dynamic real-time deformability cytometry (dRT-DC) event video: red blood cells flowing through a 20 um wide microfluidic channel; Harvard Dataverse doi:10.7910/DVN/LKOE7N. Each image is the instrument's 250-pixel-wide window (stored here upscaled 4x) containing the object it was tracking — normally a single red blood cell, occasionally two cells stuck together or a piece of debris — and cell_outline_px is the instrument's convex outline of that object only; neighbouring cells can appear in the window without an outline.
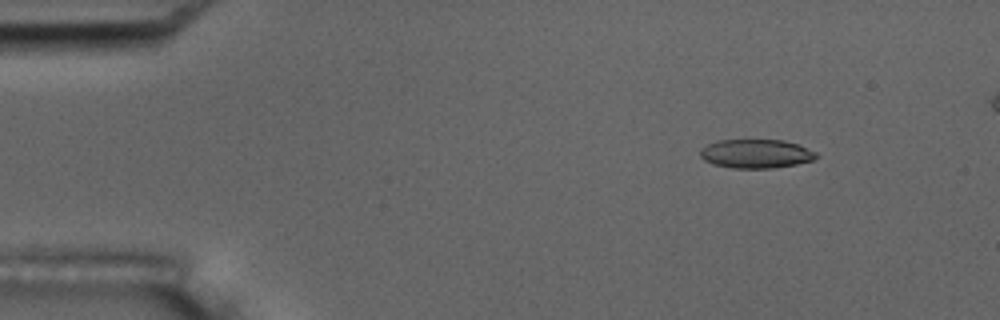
{"species": "common noctule bat (a hibernating species)", "species_latin": "Nyctalus noctula", "temperature_condition": "room temperature", "stored_images_in_passage": 5, "camera_frame_rate_fps": 3000, "um_per_image_px": 0.085, "animal": {"sex": "male", "body_mass_g": 17.5, "forearm_length_mm": 52.3}, "frame": {"image": 1, "passage_image": 2, "time_ms": 0.333, "image_size_px": [1000, 320], "cell_outline_px": [[820, 156], [816, 160], [796, 164], [772, 168], [732, 168], [712, 164], [704, 160], [700, 156], [700, 148], [716, 140], [784, 140], [796, 144], [816, 152]], "centroid_in_image_um": [64.26, 13.07], "position_along_channel_um": 20.7, "area_um2": 19.65}}